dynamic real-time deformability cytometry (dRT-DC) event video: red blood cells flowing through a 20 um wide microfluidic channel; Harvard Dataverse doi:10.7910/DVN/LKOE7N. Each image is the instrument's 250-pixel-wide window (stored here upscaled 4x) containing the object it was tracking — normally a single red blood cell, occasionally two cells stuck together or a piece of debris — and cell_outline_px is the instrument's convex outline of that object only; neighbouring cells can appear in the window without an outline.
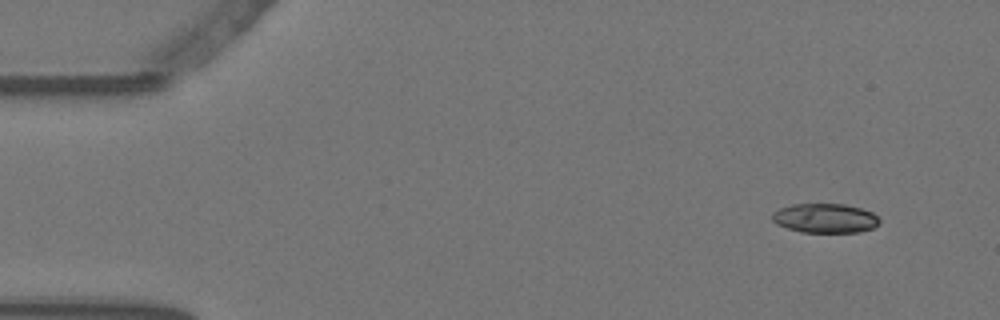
{"species": "Egyptian fruit bat (a non-hibernating species)", "species_latin": "Rousettus aegyptiacus", "temperature_condition": "warm", "stored_images_in_passage": 54, "camera_frame_rate_fps": 3000, "um_per_image_px": 0.085, "animal": {"sex": "female"}, "frame": {"image": 1, "passage_image": 1, "time_ms": 0.0, "image_size_px": [1000, 320], "cell_outline_px": [[880, 220], [872, 228], [860, 232], [800, 232], [776, 224], [772, 220], [772, 212], [780, 208], [792, 204], [844, 204], [860, 208], [872, 212]], "centroid_in_image_um": [70.1, 18.54], "position_along_channel_um": 14.9, "area_um2": 18.26}}
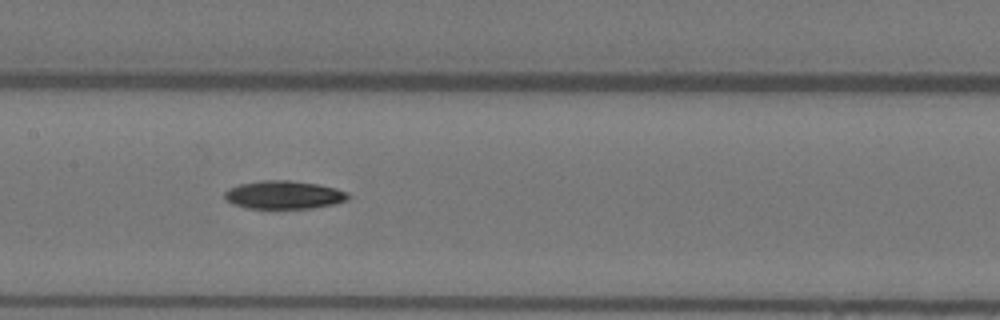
{"frame": {"image": 2, "passage_image": 24, "time_ms": 7.667, "image_size_px": [1000, 320], "cell_outline_px": [[352, 196], [348, 200], [336, 204], [312, 208], [248, 208], [232, 204], [224, 200], [224, 192], [228, 188], [240, 184], [260, 180], [288, 180], [320, 184], [336, 188], [348, 192]], "centroid_in_image_um": [24.15, 16.56], "position_along_channel_um": 183.2, "area_um2": 20.63}}
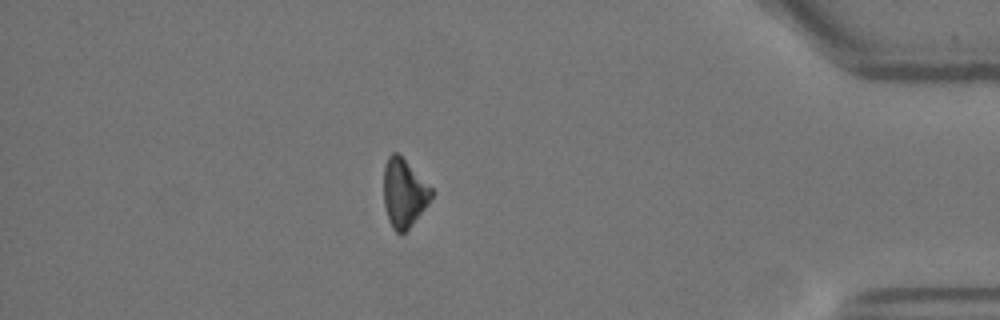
{"frame": {"image": 3, "passage_image": 46, "time_ms": 15.0, "image_size_px": [1000, 320], "cell_outline_px": [[432, 196], [428, 204], [408, 228], [400, 236], [392, 228], [388, 220], [384, 204], [384, 164], [388, 156], [392, 152], [396, 152], [432, 188]], "centroid_in_image_um": [34.31, 16.43], "position_along_channel_um": 400.9, "area_um2": 18.73}, "authors_computed_cell_mechanics": {"area_um2": 19.8254, "velocity_mm_per_s": 3.5376, "shape_relaxation_time_tau1_ms": 4.1891, "shape_relaxation_time_tau2_ms": null, "deformation_change_tau1": 0.1568, "deformation_change_tau2": null}}